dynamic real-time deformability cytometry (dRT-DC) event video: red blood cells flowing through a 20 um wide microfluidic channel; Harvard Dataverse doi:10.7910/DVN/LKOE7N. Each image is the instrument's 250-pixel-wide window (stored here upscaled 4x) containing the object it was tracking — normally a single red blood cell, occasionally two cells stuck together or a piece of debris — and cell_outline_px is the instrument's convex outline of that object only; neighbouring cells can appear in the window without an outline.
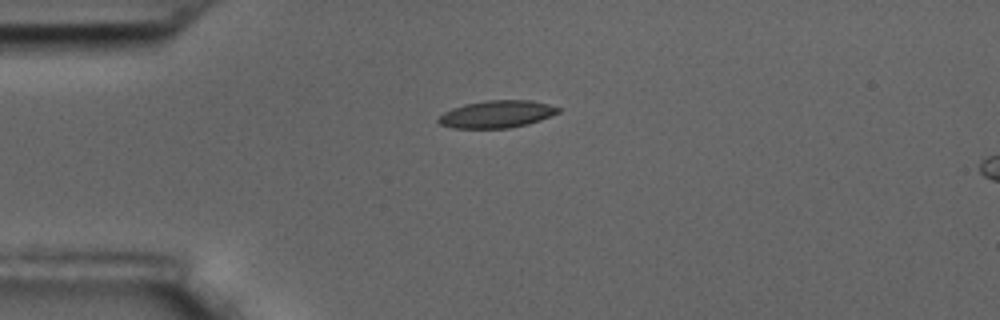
{"species": "common noctule bat (a hibernating species)", "species_latin": "Nyctalus noctula", "temperature_condition": "room temperature", "stored_images_in_passage": 2, "camera_frame_rate_fps": 3000, "um_per_image_px": 0.085, "animal": {"sex": "male", "body_mass_g": 17.5, "forearm_length_mm": 52.3}, "frame": {"image": 1, "passage_image": 1, "time_ms": 0.0, "image_size_px": [1000, 320], "cell_outline_px": [[560, 112], [540, 120], [528, 124], [508, 128], [452, 128], [440, 124], [436, 120], [444, 112], [452, 108], [464, 104], [484, 100], [532, 100], [548, 104], [560, 108]], "centroid_in_image_um": [42.22, 9.7], "position_along_channel_um": 42.8, "area_um2": 19.13}}